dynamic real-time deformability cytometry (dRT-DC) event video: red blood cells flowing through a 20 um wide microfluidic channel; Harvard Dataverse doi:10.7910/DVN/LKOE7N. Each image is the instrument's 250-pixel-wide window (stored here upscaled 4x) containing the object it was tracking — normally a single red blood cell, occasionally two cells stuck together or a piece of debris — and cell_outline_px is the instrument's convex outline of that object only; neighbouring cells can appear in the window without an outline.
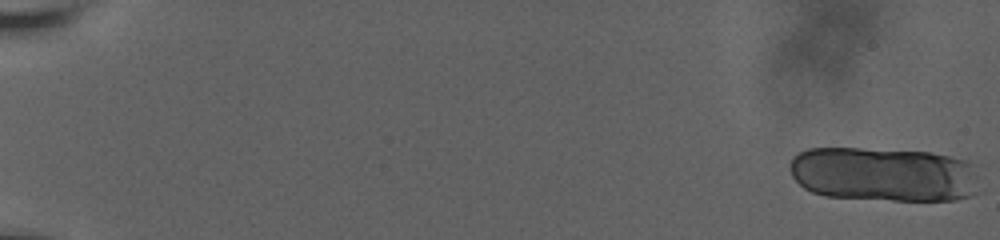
{"species": "human", "species_latin": "Homo sapiens", "temperature_condition": "room temperature", "stored_images_in_passage": 15, "camera_frame_rate_fps": 3000, "um_per_image_px": 0.085, "donor": {"sex": "male"}, "frame": {"image": 1, "passage_image": 1, "time_ms": 0.0, "image_size_px": [1000, 240], "cell_outline_px": [[968, 196], [956, 200], [892, 200], [824, 196], [812, 192], [804, 188], [792, 176], [788, 168], [788, 164], [792, 156], [808, 148], [860, 148], [928, 152], [968, 160]], "centroid_in_image_um": [74.86, 14.8], "position_along_channel_um": 10.1, "area_um2": 58.9}}
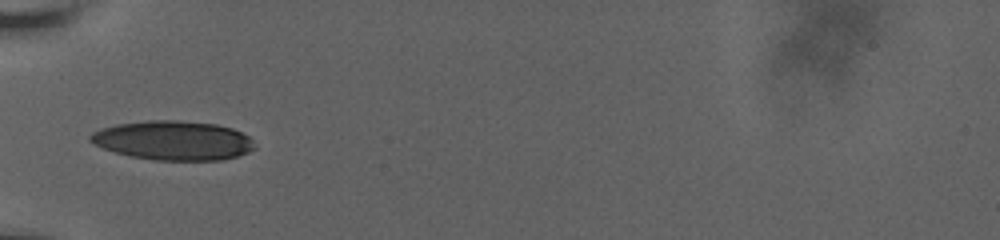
{"frame": {"image": 2, "passage_image": 12, "time_ms": 8.0, "image_size_px": [1000, 240], "cell_outline_px": [[256, 148], [248, 152], [224, 160], [156, 160], [132, 156], [116, 152], [104, 148], [88, 140], [88, 136], [92, 132], [116, 124], [148, 120], [176, 120], [216, 124], [232, 128], [248, 136], [252, 140]], "centroid_in_image_um": [14.74, 11.93], "position_along_channel_um": 70.3, "area_um2": 37.4}}
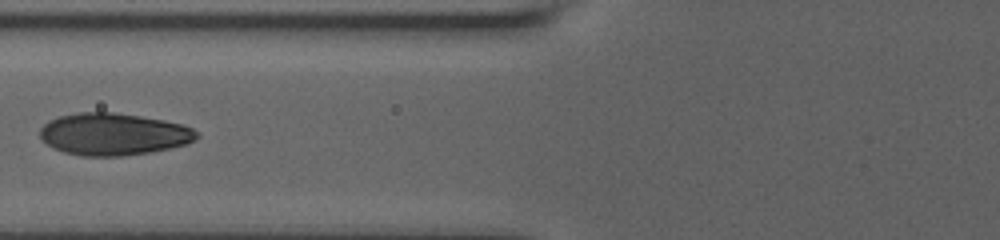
{"frame": {"image": 3, "passage_image": 14, "time_ms": 9.333, "image_size_px": [1000, 240], "cell_outline_px": [[200, 136], [196, 140], [184, 144], [152, 152], [120, 156], [84, 156], [64, 152], [52, 148], [40, 140], [40, 128], [48, 120], [60, 116], [76, 112], [112, 112], [140, 116], [164, 120], [180, 124], [192, 128]], "centroid_in_image_um": [9.6, 11.4], "position_along_channel_um": 116.2, "area_um2": 38.55}}